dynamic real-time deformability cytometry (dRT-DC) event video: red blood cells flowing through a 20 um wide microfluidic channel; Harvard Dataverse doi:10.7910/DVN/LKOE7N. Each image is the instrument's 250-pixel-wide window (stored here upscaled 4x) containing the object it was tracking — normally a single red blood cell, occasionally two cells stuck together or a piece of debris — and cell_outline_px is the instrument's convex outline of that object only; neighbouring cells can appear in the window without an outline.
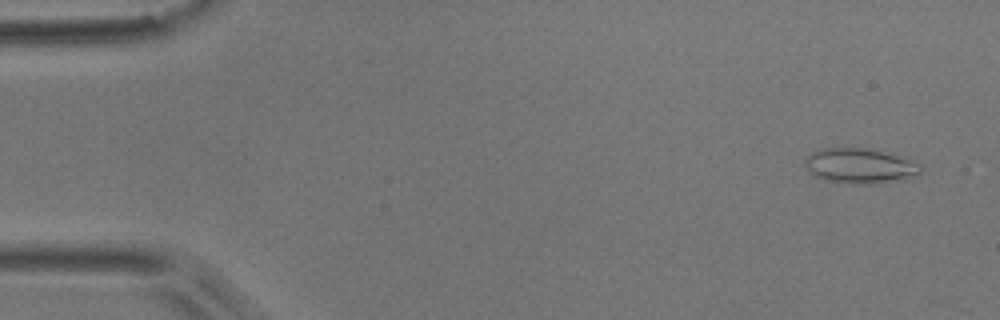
{"species": "common noctule bat (a hibernating species)", "species_latin": "Nyctalus noctula", "temperature_condition": "room temperature", "stored_images_in_passage": 5, "segment_of_instrument_passage": [2, 2], "camera_frame_rate_fps": 3000, "um_per_image_px": 0.085, "animal": {"sex": "male", "body_mass_g": 17.9}, "frame": {"image": 1, "passage_image": 5, "time_ms": 1.333, "image_size_px": [1000, 320], "cell_outline_px": [[924, 168], [920, 172], [904, 180], [824, 180], [816, 176], [804, 164], [804, 160], [812, 152], [824, 148], [864, 148], [880, 152], [908, 160], [920, 164]], "centroid_in_image_um": [73.06, 14.04], "position_along_channel_um": 11.9, "area_um2": 21.79}}